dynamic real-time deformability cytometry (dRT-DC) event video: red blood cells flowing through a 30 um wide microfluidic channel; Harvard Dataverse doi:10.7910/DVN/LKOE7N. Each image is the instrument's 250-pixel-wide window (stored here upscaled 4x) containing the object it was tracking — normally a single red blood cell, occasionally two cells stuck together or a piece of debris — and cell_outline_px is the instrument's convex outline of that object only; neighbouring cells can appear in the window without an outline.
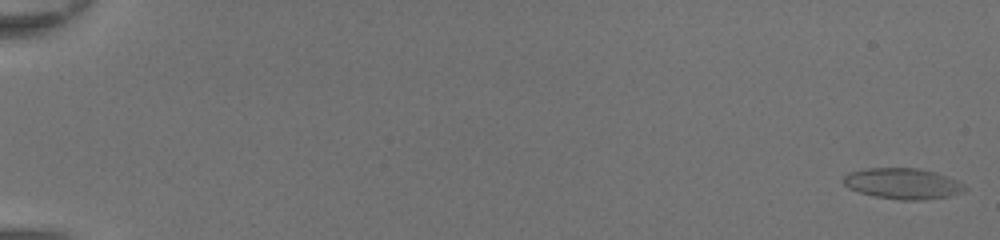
{"species": "common noctule bat (a hibernating species)", "species_latin": "Nyctalus noctula", "temperature_condition": "room temperature", "stored_images_in_passage": 50, "camera_frame_rate_fps": 3000, "um_per_image_px": 0.085, "animal": {"sex": "female", "body_mass_g": 20.0, "forearm_length_mm": 54.0}, "frame": {"image": 1, "passage_image": 1, "time_ms": 0.0, "image_size_px": [1000, 240], "cell_outline_px": [[968, 188], [964, 192], [948, 196], [924, 200], [900, 200], [876, 196], [860, 192], [848, 188], [844, 184], [844, 176], [848, 172], [864, 168], [916, 168], [932, 172], [956, 180]], "centroid_in_image_um": [76.71, 15.61], "position_along_channel_um": 8.3, "area_um2": 21.62}}
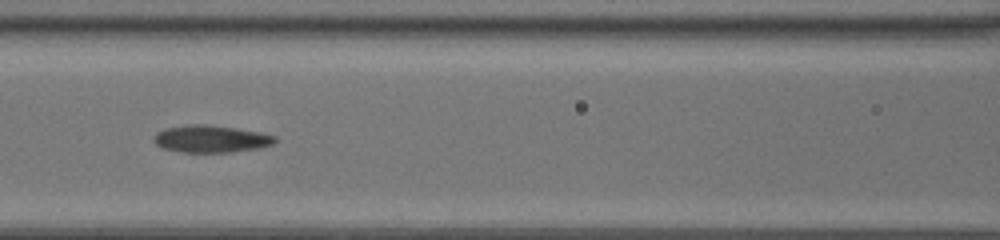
{"frame": {"image": 2, "passage_image": 25, "time_ms": 8.0, "image_size_px": [1000, 240], "cell_outline_px": [[276, 140], [272, 144], [260, 148], [232, 152], [184, 152], [160, 148], [152, 140], [152, 136], [156, 132], [164, 128], [184, 124], [208, 124], [236, 128], [260, 132], [276, 136]], "centroid_in_image_um": [17.87, 11.79], "position_along_channel_um": 148.7, "area_um2": 19.54}}
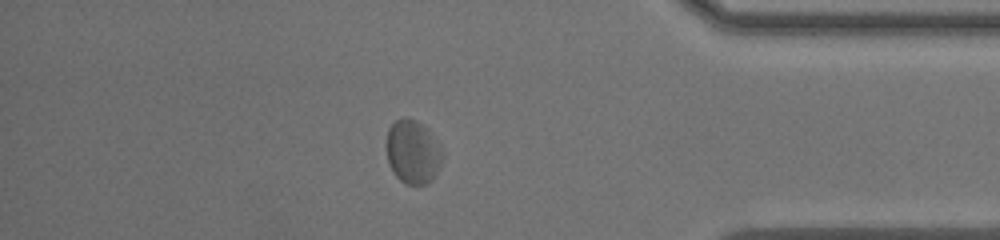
{"frame": {"image": 3, "passage_image": 44, "time_ms": 14.333, "image_size_px": [1000, 240], "cell_outline_px": [[444, 156], [440, 168], [436, 176], [428, 184], [404, 184], [392, 172], [388, 164], [388, 128], [396, 120], [404, 116], [416, 120], [428, 128], [444, 152]], "centroid_in_image_um": [35.14, 12.92], "position_along_channel_um": 400.1, "area_um2": 21.1}, "authors_computed_cell_mechanics": {"area_um2": 19.9121, "velocity_mm_per_s": 4.3199, "shape_relaxation_time_tau1_ms": 2.1788, "shape_relaxation_time_tau2_ms": 1.4034, "deformation_change_tau1": 0.0801, "deformation_change_tau2": 0.0739}}